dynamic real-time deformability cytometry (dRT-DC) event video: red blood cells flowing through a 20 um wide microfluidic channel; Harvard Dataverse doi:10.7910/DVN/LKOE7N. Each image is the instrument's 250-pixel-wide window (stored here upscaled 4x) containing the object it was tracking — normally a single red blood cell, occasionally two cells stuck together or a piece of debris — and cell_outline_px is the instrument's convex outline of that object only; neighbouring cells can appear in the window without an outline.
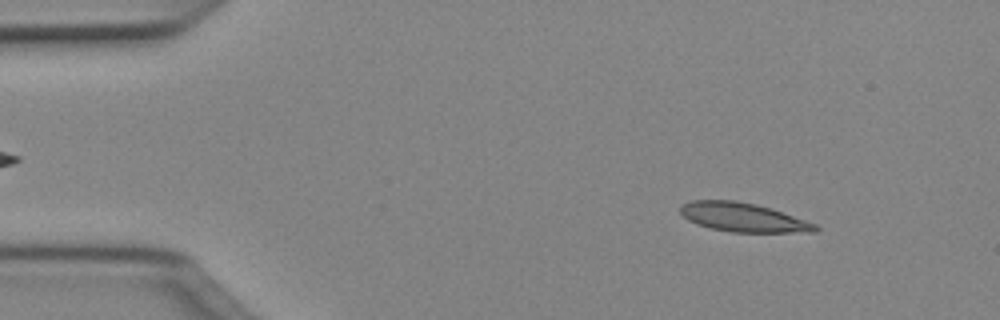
{"species": "Egyptian fruit bat (a non-hibernating species)", "species_latin": "Rousettus aegyptiacus", "temperature_condition": "cold", "stored_images_in_passage": 48, "camera_frame_rate_fps": 3000, "um_per_image_px": 0.085, "animal": {"sex": "female"}, "frame": {"image": 1, "passage_image": 5, "time_ms": 1.333, "image_size_px": [1000, 320], "cell_outline_px": [[820, 228], [816, 232], [732, 232], [712, 228], [696, 224], [688, 220], [680, 212], [680, 204], [692, 200], [736, 200], [756, 204], [772, 208], [816, 224]], "centroid_in_image_um": [63.16, 18.46], "position_along_channel_um": 21.8, "area_um2": 22.83}}
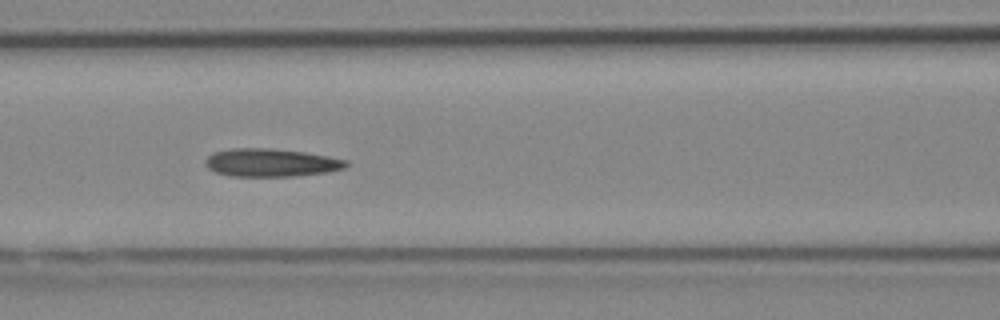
{"frame": {"image": 2, "passage_image": 20, "time_ms": 6.333, "image_size_px": [1000, 320], "cell_outline_px": [[348, 164], [344, 168], [328, 172], [296, 176], [232, 176], [216, 172], [208, 168], [204, 164], [204, 160], [212, 152], [232, 148], [272, 148], [304, 152], [328, 156], [348, 160]], "centroid_in_image_um": [23.02, 13.82], "position_along_channel_um": 143.6, "area_um2": 23.12}}
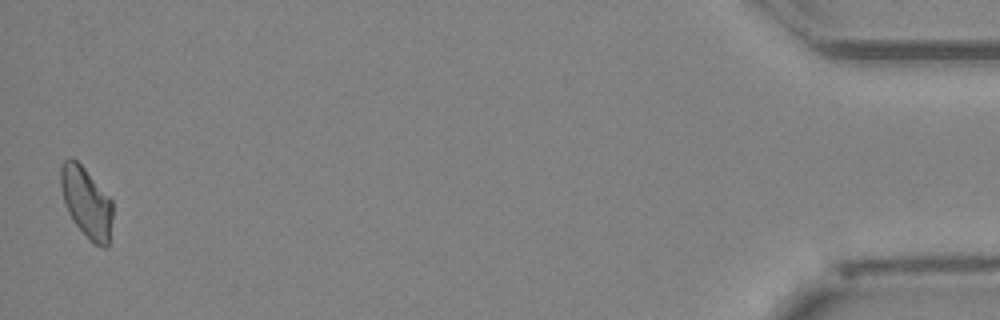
{"frame": {"image": 3, "passage_image": 48, "time_ms": 15.667, "image_size_px": [1000, 320], "cell_outline_px": [[112, 216], [108, 248], [104, 248], [96, 244], [72, 220], [64, 204], [60, 188], [60, 164], [68, 156], [72, 156], [84, 168], [112, 200]], "centroid_in_image_um": [7.31, 17.15], "position_along_channel_um": 427.9, "area_um2": 21.21}, "authors_computed_cell_mechanics": {"area_um2": 22.1952, "velocity_mm_per_s": 4.0306, "shape_relaxation_time_tau1_ms": 7.2381, "shape_relaxation_time_tau2_ms": 8.7543, "deformation_change_tau1": 0.1829, "deformation_change_tau2": 0.2271}}